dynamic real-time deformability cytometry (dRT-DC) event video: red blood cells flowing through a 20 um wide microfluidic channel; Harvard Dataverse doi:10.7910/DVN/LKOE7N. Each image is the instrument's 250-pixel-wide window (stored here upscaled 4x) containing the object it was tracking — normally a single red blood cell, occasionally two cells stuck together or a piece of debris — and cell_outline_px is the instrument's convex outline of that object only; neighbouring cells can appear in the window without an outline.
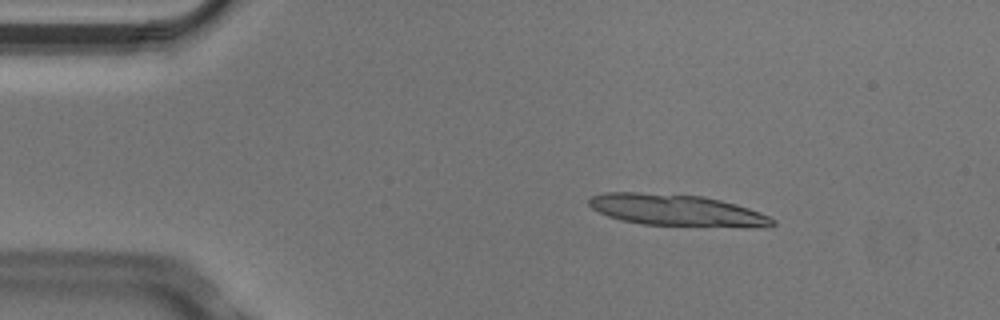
{"species": "Egyptian fruit bat (a non-hibernating species)", "species_latin": "Rousettus aegyptiacus", "temperature_condition": "cold", "stored_images_in_passage": 4, "segment_of_instrument_passage": [1, 2], "camera_frame_rate_fps": 3000, "um_per_image_px": 0.085, "animal": {"sex": "male"}, "frame": {"image": 1, "passage_image": 2, "time_ms": 0.333, "image_size_px": [1000, 320], "cell_outline_px": [[776, 224], [764, 228], [640, 224], [620, 220], [608, 216], [592, 208], [588, 204], [588, 200], [592, 196], [604, 192], [636, 192], [704, 196], [736, 204], [748, 208], [768, 216], [776, 220]], "centroid_in_image_um": [57.54, 17.88], "position_along_channel_um": 27.5, "area_um2": 33.93}}